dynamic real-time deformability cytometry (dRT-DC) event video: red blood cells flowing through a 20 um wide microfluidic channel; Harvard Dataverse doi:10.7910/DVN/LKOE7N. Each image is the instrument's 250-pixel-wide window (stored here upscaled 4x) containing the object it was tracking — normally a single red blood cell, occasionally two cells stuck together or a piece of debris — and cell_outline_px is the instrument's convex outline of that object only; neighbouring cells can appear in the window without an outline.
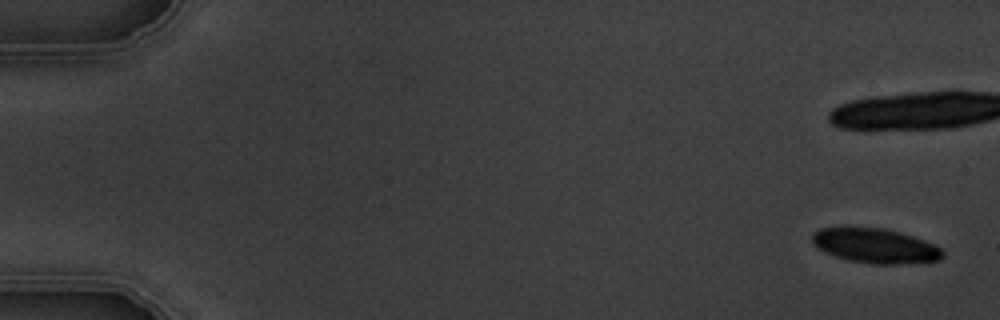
{"species": "common noctule bat (a hibernating species)", "species_latin": "Nyctalus noctula", "temperature_condition": "warm", "stored_images_in_passage": 8, "camera_frame_rate_fps": 3000, "um_per_image_px": 0.085, "animal": {"sex": "male", "body_mass_g": 19.5, "forearm_length_mm": 54.6}, "frame": {"image": 1, "passage_image": 1, "time_ms": 0.0, "image_size_px": [1000, 320], "cell_outline_px": [[944, 256], [940, 260], [896, 264], [872, 264], [848, 260], [824, 252], [816, 248], [812, 244], [812, 232], [820, 228], [844, 224], [884, 228], [900, 232], [936, 244], [944, 252]], "centroid_in_image_um": [74.32, 20.84], "position_along_channel_um": 10.7, "area_um2": 27.28}}
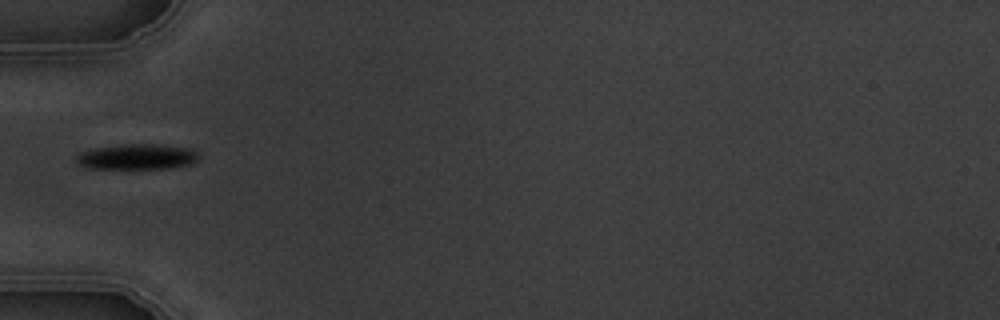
{"frame": {"image": 2, "passage_image": 7, "time_ms": 7.0, "image_size_px": [1000, 320], "cell_outline_px": [[200, 156], [192, 164], [172, 168], [84, 168], [76, 160], [76, 156], [80, 152], [96, 148], [124, 144], [152, 144], [192, 148]], "centroid_in_image_um": [11.67, 13.32], "position_along_channel_um": 73.3, "area_um2": 18.09}}
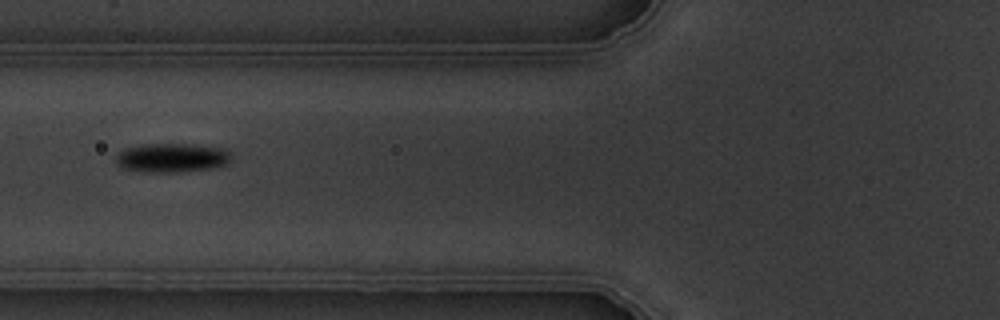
{"frame": {"image": 3, "passage_image": 8, "time_ms": 8.0, "image_size_px": [1000, 320], "cell_outline_px": [[232, 156], [228, 164], [212, 168], [188, 172], [144, 172], [120, 168], [116, 164], [116, 156], [124, 148], [144, 144], [192, 144], [224, 148]], "centroid_in_image_um": [14.61, 13.42], "position_along_channel_um": 111.2, "area_um2": 19.88}}